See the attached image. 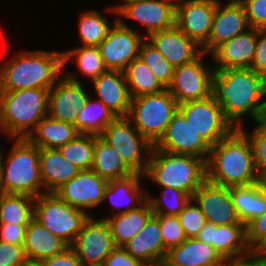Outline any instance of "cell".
I'll use <instances>...</instances> for the list:
<instances>
[{
    "label": "cell",
    "instance_id": "52a82bcc",
    "mask_svg": "<svg viewBox=\"0 0 266 266\" xmlns=\"http://www.w3.org/2000/svg\"><path fill=\"white\" fill-rule=\"evenodd\" d=\"M179 109L176 99L165 89L156 94L131 98L127 118L153 146L165 134L168 124Z\"/></svg>",
    "mask_w": 266,
    "mask_h": 266
},
{
    "label": "cell",
    "instance_id": "816d5d0a",
    "mask_svg": "<svg viewBox=\"0 0 266 266\" xmlns=\"http://www.w3.org/2000/svg\"><path fill=\"white\" fill-rule=\"evenodd\" d=\"M42 266H81L77 254L69 246L62 253L46 258L40 262Z\"/></svg>",
    "mask_w": 266,
    "mask_h": 266
},
{
    "label": "cell",
    "instance_id": "9a60e30c",
    "mask_svg": "<svg viewBox=\"0 0 266 266\" xmlns=\"http://www.w3.org/2000/svg\"><path fill=\"white\" fill-rule=\"evenodd\" d=\"M84 85L71 73L62 75L49 89L48 115L54 119L75 124L78 114L88 99Z\"/></svg>",
    "mask_w": 266,
    "mask_h": 266
},
{
    "label": "cell",
    "instance_id": "d6986e66",
    "mask_svg": "<svg viewBox=\"0 0 266 266\" xmlns=\"http://www.w3.org/2000/svg\"><path fill=\"white\" fill-rule=\"evenodd\" d=\"M192 199L200 207L206 221L215 225L244 224L238 218L229 187L205 181Z\"/></svg>",
    "mask_w": 266,
    "mask_h": 266
},
{
    "label": "cell",
    "instance_id": "44dd1931",
    "mask_svg": "<svg viewBox=\"0 0 266 266\" xmlns=\"http://www.w3.org/2000/svg\"><path fill=\"white\" fill-rule=\"evenodd\" d=\"M196 239L213 246L224 260L241 257L251 252L247 244L245 224L217 226L206 222Z\"/></svg>",
    "mask_w": 266,
    "mask_h": 266
},
{
    "label": "cell",
    "instance_id": "5bb4252c",
    "mask_svg": "<svg viewBox=\"0 0 266 266\" xmlns=\"http://www.w3.org/2000/svg\"><path fill=\"white\" fill-rule=\"evenodd\" d=\"M107 11L141 23L146 28V38L175 26V5L167 0H131Z\"/></svg>",
    "mask_w": 266,
    "mask_h": 266
},
{
    "label": "cell",
    "instance_id": "ee69618b",
    "mask_svg": "<svg viewBox=\"0 0 266 266\" xmlns=\"http://www.w3.org/2000/svg\"><path fill=\"white\" fill-rule=\"evenodd\" d=\"M154 215L159 220L163 245L167 251L180 245L187 239L177 216L162 214Z\"/></svg>",
    "mask_w": 266,
    "mask_h": 266
},
{
    "label": "cell",
    "instance_id": "603a6c76",
    "mask_svg": "<svg viewBox=\"0 0 266 266\" xmlns=\"http://www.w3.org/2000/svg\"><path fill=\"white\" fill-rule=\"evenodd\" d=\"M147 40L174 67L190 63L203 53L202 47L176 26L168 30L152 33Z\"/></svg>",
    "mask_w": 266,
    "mask_h": 266
},
{
    "label": "cell",
    "instance_id": "d590c367",
    "mask_svg": "<svg viewBox=\"0 0 266 266\" xmlns=\"http://www.w3.org/2000/svg\"><path fill=\"white\" fill-rule=\"evenodd\" d=\"M34 197L0 192V223L28 225L34 218Z\"/></svg>",
    "mask_w": 266,
    "mask_h": 266
},
{
    "label": "cell",
    "instance_id": "681fc988",
    "mask_svg": "<svg viewBox=\"0 0 266 266\" xmlns=\"http://www.w3.org/2000/svg\"><path fill=\"white\" fill-rule=\"evenodd\" d=\"M102 266H149L132 257L123 247H116L104 260Z\"/></svg>",
    "mask_w": 266,
    "mask_h": 266
},
{
    "label": "cell",
    "instance_id": "7402d4cb",
    "mask_svg": "<svg viewBox=\"0 0 266 266\" xmlns=\"http://www.w3.org/2000/svg\"><path fill=\"white\" fill-rule=\"evenodd\" d=\"M257 28H249L218 45L209 55L212 56L215 70L229 68H250L255 55Z\"/></svg>",
    "mask_w": 266,
    "mask_h": 266
},
{
    "label": "cell",
    "instance_id": "d4e9b609",
    "mask_svg": "<svg viewBox=\"0 0 266 266\" xmlns=\"http://www.w3.org/2000/svg\"><path fill=\"white\" fill-rule=\"evenodd\" d=\"M122 247L132 257L149 266H154L165 259L168 252L163 245L159 220L154 214L145 227Z\"/></svg>",
    "mask_w": 266,
    "mask_h": 266
},
{
    "label": "cell",
    "instance_id": "e0dca14e",
    "mask_svg": "<svg viewBox=\"0 0 266 266\" xmlns=\"http://www.w3.org/2000/svg\"><path fill=\"white\" fill-rule=\"evenodd\" d=\"M108 180L96 172L80 170L72 179L64 183L54 193L64 202L79 210L96 208L104 202V191Z\"/></svg>",
    "mask_w": 266,
    "mask_h": 266
},
{
    "label": "cell",
    "instance_id": "4fadbf2b",
    "mask_svg": "<svg viewBox=\"0 0 266 266\" xmlns=\"http://www.w3.org/2000/svg\"><path fill=\"white\" fill-rule=\"evenodd\" d=\"M83 265L102 266L105 258L116 248L105 219L91 215L70 245Z\"/></svg>",
    "mask_w": 266,
    "mask_h": 266
},
{
    "label": "cell",
    "instance_id": "11a10c76",
    "mask_svg": "<svg viewBox=\"0 0 266 266\" xmlns=\"http://www.w3.org/2000/svg\"><path fill=\"white\" fill-rule=\"evenodd\" d=\"M259 184L266 191V168L259 173Z\"/></svg>",
    "mask_w": 266,
    "mask_h": 266
},
{
    "label": "cell",
    "instance_id": "836d02e7",
    "mask_svg": "<svg viewBox=\"0 0 266 266\" xmlns=\"http://www.w3.org/2000/svg\"><path fill=\"white\" fill-rule=\"evenodd\" d=\"M117 116L100 100H92L89 96L82 107L75 122L80 134H93L99 136L105 127L113 122Z\"/></svg>",
    "mask_w": 266,
    "mask_h": 266
},
{
    "label": "cell",
    "instance_id": "f907efd6",
    "mask_svg": "<svg viewBox=\"0 0 266 266\" xmlns=\"http://www.w3.org/2000/svg\"><path fill=\"white\" fill-rule=\"evenodd\" d=\"M27 225L0 223V241L23 245Z\"/></svg>",
    "mask_w": 266,
    "mask_h": 266
},
{
    "label": "cell",
    "instance_id": "2e32d148",
    "mask_svg": "<svg viewBox=\"0 0 266 266\" xmlns=\"http://www.w3.org/2000/svg\"><path fill=\"white\" fill-rule=\"evenodd\" d=\"M155 146L171 153L196 156L205 162L211 150V146L196 132L179 110L168 124L163 137Z\"/></svg>",
    "mask_w": 266,
    "mask_h": 266
},
{
    "label": "cell",
    "instance_id": "91938a15",
    "mask_svg": "<svg viewBox=\"0 0 266 266\" xmlns=\"http://www.w3.org/2000/svg\"><path fill=\"white\" fill-rule=\"evenodd\" d=\"M2 151H1V147H0V162H1V158H2Z\"/></svg>",
    "mask_w": 266,
    "mask_h": 266
},
{
    "label": "cell",
    "instance_id": "db71d44e",
    "mask_svg": "<svg viewBox=\"0 0 266 266\" xmlns=\"http://www.w3.org/2000/svg\"><path fill=\"white\" fill-rule=\"evenodd\" d=\"M263 96L266 97V79L264 82V94H263ZM261 121L266 122V98L263 99Z\"/></svg>",
    "mask_w": 266,
    "mask_h": 266
},
{
    "label": "cell",
    "instance_id": "5b68a950",
    "mask_svg": "<svg viewBox=\"0 0 266 266\" xmlns=\"http://www.w3.org/2000/svg\"><path fill=\"white\" fill-rule=\"evenodd\" d=\"M143 176L160 187L181 190L192 198L206 181V162L196 156L163 151L154 145Z\"/></svg>",
    "mask_w": 266,
    "mask_h": 266
},
{
    "label": "cell",
    "instance_id": "60d3db41",
    "mask_svg": "<svg viewBox=\"0 0 266 266\" xmlns=\"http://www.w3.org/2000/svg\"><path fill=\"white\" fill-rule=\"evenodd\" d=\"M161 198H153L147 194L146 200L150 203L153 214L177 216L189 202L191 197L181 190L172 187H162Z\"/></svg>",
    "mask_w": 266,
    "mask_h": 266
},
{
    "label": "cell",
    "instance_id": "9f6ffc18",
    "mask_svg": "<svg viewBox=\"0 0 266 266\" xmlns=\"http://www.w3.org/2000/svg\"><path fill=\"white\" fill-rule=\"evenodd\" d=\"M154 266H175L171 264L166 258L156 263Z\"/></svg>",
    "mask_w": 266,
    "mask_h": 266
},
{
    "label": "cell",
    "instance_id": "6f0895ef",
    "mask_svg": "<svg viewBox=\"0 0 266 266\" xmlns=\"http://www.w3.org/2000/svg\"><path fill=\"white\" fill-rule=\"evenodd\" d=\"M23 266H42L40 262H29L24 264Z\"/></svg>",
    "mask_w": 266,
    "mask_h": 266
},
{
    "label": "cell",
    "instance_id": "7a4b0ae2",
    "mask_svg": "<svg viewBox=\"0 0 266 266\" xmlns=\"http://www.w3.org/2000/svg\"><path fill=\"white\" fill-rule=\"evenodd\" d=\"M206 180L225 187L247 186L259 181L251 144L238 128L211 146Z\"/></svg>",
    "mask_w": 266,
    "mask_h": 266
},
{
    "label": "cell",
    "instance_id": "8d00e7d4",
    "mask_svg": "<svg viewBox=\"0 0 266 266\" xmlns=\"http://www.w3.org/2000/svg\"><path fill=\"white\" fill-rule=\"evenodd\" d=\"M63 52V67L67 64L68 60L76 58V65L79 72L88 79L98 78L102 73L107 71L103 59L100 55L98 46H81L72 50Z\"/></svg>",
    "mask_w": 266,
    "mask_h": 266
},
{
    "label": "cell",
    "instance_id": "4316f807",
    "mask_svg": "<svg viewBox=\"0 0 266 266\" xmlns=\"http://www.w3.org/2000/svg\"><path fill=\"white\" fill-rule=\"evenodd\" d=\"M141 177L144 176L133 173L124 178L108 181L104 191V201L107 199L112 207H116H113V215L137 209L146 201L147 194L142 191V186H140L141 182L139 180ZM123 207L127 208L122 210Z\"/></svg>",
    "mask_w": 266,
    "mask_h": 266
},
{
    "label": "cell",
    "instance_id": "f1b7e54d",
    "mask_svg": "<svg viewBox=\"0 0 266 266\" xmlns=\"http://www.w3.org/2000/svg\"><path fill=\"white\" fill-rule=\"evenodd\" d=\"M23 246L31 262H41L62 253L69 247L65 241L48 231L35 218L26 226Z\"/></svg>",
    "mask_w": 266,
    "mask_h": 266
},
{
    "label": "cell",
    "instance_id": "c3c4849f",
    "mask_svg": "<svg viewBox=\"0 0 266 266\" xmlns=\"http://www.w3.org/2000/svg\"><path fill=\"white\" fill-rule=\"evenodd\" d=\"M250 68L266 79V29H257L255 55Z\"/></svg>",
    "mask_w": 266,
    "mask_h": 266
},
{
    "label": "cell",
    "instance_id": "30bf717a",
    "mask_svg": "<svg viewBox=\"0 0 266 266\" xmlns=\"http://www.w3.org/2000/svg\"><path fill=\"white\" fill-rule=\"evenodd\" d=\"M178 110L210 146L226 138L235 129L224 117L213 94L204 99L181 103Z\"/></svg>",
    "mask_w": 266,
    "mask_h": 266
},
{
    "label": "cell",
    "instance_id": "7bdbcfd3",
    "mask_svg": "<svg viewBox=\"0 0 266 266\" xmlns=\"http://www.w3.org/2000/svg\"><path fill=\"white\" fill-rule=\"evenodd\" d=\"M187 238H196L199 231L205 226L206 218L200 207L191 198L177 215Z\"/></svg>",
    "mask_w": 266,
    "mask_h": 266
},
{
    "label": "cell",
    "instance_id": "e575fe53",
    "mask_svg": "<svg viewBox=\"0 0 266 266\" xmlns=\"http://www.w3.org/2000/svg\"><path fill=\"white\" fill-rule=\"evenodd\" d=\"M124 74L131 98L160 93L166 89L139 57L128 64Z\"/></svg>",
    "mask_w": 266,
    "mask_h": 266
},
{
    "label": "cell",
    "instance_id": "8992f818",
    "mask_svg": "<svg viewBox=\"0 0 266 266\" xmlns=\"http://www.w3.org/2000/svg\"><path fill=\"white\" fill-rule=\"evenodd\" d=\"M3 158L2 155L0 192L24 194L34 198L45 193L40 176L39 148L37 146L27 138H15L14 145L6 156L5 162Z\"/></svg>",
    "mask_w": 266,
    "mask_h": 266
},
{
    "label": "cell",
    "instance_id": "4dcf8cb0",
    "mask_svg": "<svg viewBox=\"0 0 266 266\" xmlns=\"http://www.w3.org/2000/svg\"><path fill=\"white\" fill-rule=\"evenodd\" d=\"M74 124L46 115L38 122L27 139L38 148H56L65 145L79 135Z\"/></svg>",
    "mask_w": 266,
    "mask_h": 266
},
{
    "label": "cell",
    "instance_id": "484cf974",
    "mask_svg": "<svg viewBox=\"0 0 266 266\" xmlns=\"http://www.w3.org/2000/svg\"><path fill=\"white\" fill-rule=\"evenodd\" d=\"M39 169L45 193H54L80 172L56 148H39Z\"/></svg>",
    "mask_w": 266,
    "mask_h": 266
},
{
    "label": "cell",
    "instance_id": "ab89813d",
    "mask_svg": "<svg viewBox=\"0 0 266 266\" xmlns=\"http://www.w3.org/2000/svg\"><path fill=\"white\" fill-rule=\"evenodd\" d=\"M138 57L150 68L156 79L167 89L171 84L174 66L147 39L141 44Z\"/></svg>",
    "mask_w": 266,
    "mask_h": 266
},
{
    "label": "cell",
    "instance_id": "f35d334b",
    "mask_svg": "<svg viewBox=\"0 0 266 266\" xmlns=\"http://www.w3.org/2000/svg\"><path fill=\"white\" fill-rule=\"evenodd\" d=\"M95 135L79 134L75 139L59 147L60 153L80 170H89L93 164Z\"/></svg>",
    "mask_w": 266,
    "mask_h": 266
},
{
    "label": "cell",
    "instance_id": "6da1fadb",
    "mask_svg": "<svg viewBox=\"0 0 266 266\" xmlns=\"http://www.w3.org/2000/svg\"><path fill=\"white\" fill-rule=\"evenodd\" d=\"M265 79L251 68L215 70L213 95L224 117L234 126H242L244 115L261 121Z\"/></svg>",
    "mask_w": 266,
    "mask_h": 266
},
{
    "label": "cell",
    "instance_id": "1f68e13d",
    "mask_svg": "<svg viewBox=\"0 0 266 266\" xmlns=\"http://www.w3.org/2000/svg\"><path fill=\"white\" fill-rule=\"evenodd\" d=\"M229 189L241 223L247 225L266 211V191L259 182L247 186H231Z\"/></svg>",
    "mask_w": 266,
    "mask_h": 266
},
{
    "label": "cell",
    "instance_id": "cb8c5ba5",
    "mask_svg": "<svg viewBox=\"0 0 266 266\" xmlns=\"http://www.w3.org/2000/svg\"><path fill=\"white\" fill-rule=\"evenodd\" d=\"M99 99L117 117H127L131 104L126 77L122 71L107 70L92 81Z\"/></svg>",
    "mask_w": 266,
    "mask_h": 266
},
{
    "label": "cell",
    "instance_id": "94428289",
    "mask_svg": "<svg viewBox=\"0 0 266 266\" xmlns=\"http://www.w3.org/2000/svg\"><path fill=\"white\" fill-rule=\"evenodd\" d=\"M81 266H98V265H83V264H82Z\"/></svg>",
    "mask_w": 266,
    "mask_h": 266
},
{
    "label": "cell",
    "instance_id": "83f0119b",
    "mask_svg": "<svg viewBox=\"0 0 266 266\" xmlns=\"http://www.w3.org/2000/svg\"><path fill=\"white\" fill-rule=\"evenodd\" d=\"M166 259L175 266H224L225 263L213 246L196 238H187L171 248Z\"/></svg>",
    "mask_w": 266,
    "mask_h": 266
},
{
    "label": "cell",
    "instance_id": "74e56055",
    "mask_svg": "<svg viewBox=\"0 0 266 266\" xmlns=\"http://www.w3.org/2000/svg\"><path fill=\"white\" fill-rule=\"evenodd\" d=\"M107 19L96 10H88L80 15L78 29L82 46H98L106 38L112 28Z\"/></svg>",
    "mask_w": 266,
    "mask_h": 266
},
{
    "label": "cell",
    "instance_id": "8fae6325",
    "mask_svg": "<svg viewBox=\"0 0 266 266\" xmlns=\"http://www.w3.org/2000/svg\"><path fill=\"white\" fill-rule=\"evenodd\" d=\"M205 54L203 52L194 61L174 68L173 78L167 90L178 104L204 99L213 94L215 69L203 62Z\"/></svg>",
    "mask_w": 266,
    "mask_h": 266
},
{
    "label": "cell",
    "instance_id": "7dc6e473",
    "mask_svg": "<svg viewBox=\"0 0 266 266\" xmlns=\"http://www.w3.org/2000/svg\"><path fill=\"white\" fill-rule=\"evenodd\" d=\"M246 11L250 28L266 29V0H239Z\"/></svg>",
    "mask_w": 266,
    "mask_h": 266
},
{
    "label": "cell",
    "instance_id": "f546056e",
    "mask_svg": "<svg viewBox=\"0 0 266 266\" xmlns=\"http://www.w3.org/2000/svg\"><path fill=\"white\" fill-rule=\"evenodd\" d=\"M153 215L150 203L146 200L137 209L104 218L110 227L116 247H122L137 235Z\"/></svg>",
    "mask_w": 266,
    "mask_h": 266
},
{
    "label": "cell",
    "instance_id": "680465c9",
    "mask_svg": "<svg viewBox=\"0 0 266 266\" xmlns=\"http://www.w3.org/2000/svg\"><path fill=\"white\" fill-rule=\"evenodd\" d=\"M167 1L172 2L176 6L177 4L183 2L184 0H167Z\"/></svg>",
    "mask_w": 266,
    "mask_h": 266
},
{
    "label": "cell",
    "instance_id": "3957f363",
    "mask_svg": "<svg viewBox=\"0 0 266 266\" xmlns=\"http://www.w3.org/2000/svg\"><path fill=\"white\" fill-rule=\"evenodd\" d=\"M0 66V91L50 89L61 77L63 52H18Z\"/></svg>",
    "mask_w": 266,
    "mask_h": 266
},
{
    "label": "cell",
    "instance_id": "f6af8a7d",
    "mask_svg": "<svg viewBox=\"0 0 266 266\" xmlns=\"http://www.w3.org/2000/svg\"><path fill=\"white\" fill-rule=\"evenodd\" d=\"M246 239L251 252L266 253V211L246 225Z\"/></svg>",
    "mask_w": 266,
    "mask_h": 266
},
{
    "label": "cell",
    "instance_id": "d6a6232c",
    "mask_svg": "<svg viewBox=\"0 0 266 266\" xmlns=\"http://www.w3.org/2000/svg\"><path fill=\"white\" fill-rule=\"evenodd\" d=\"M91 170L108 181L124 178L133 174L115 149L97 135H95L94 156Z\"/></svg>",
    "mask_w": 266,
    "mask_h": 266
},
{
    "label": "cell",
    "instance_id": "7c38bea8",
    "mask_svg": "<svg viewBox=\"0 0 266 266\" xmlns=\"http://www.w3.org/2000/svg\"><path fill=\"white\" fill-rule=\"evenodd\" d=\"M144 38L118 17L106 38L98 45L107 70L124 72L128 64L138 57Z\"/></svg>",
    "mask_w": 266,
    "mask_h": 266
},
{
    "label": "cell",
    "instance_id": "f5cc1de1",
    "mask_svg": "<svg viewBox=\"0 0 266 266\" xmlns=\"http://www.w3.org/2000/svg\"><path fill=\"white\" fill-rule=\"evenodd\" d=\"M224 266H266V253L250 252L241 257L226 259Z\"/></svg>",
    "mask_w": 266,
    "mask_h": 266
},
{
    "label": "cell",
    "instance_id": "ffe728a7",
    "mask_svg": "<svg viewBox=\"0 0 266 266\" xmlns=\"http://www.w3.org/2000/svg\"><path fill=\"white\" fill-rule=\"evenodd\" d=\"M218 1L214 11L212 27L206 44L201 48L204 53H211L218 45L244 33L250 26L246 11L239 0H230L226 4Z\"/></svg>",
    "mask_w": 266,
    "mask_h": 266
},
{
    "label": "cell",
    "instance_id": "ba28073f",
    "mask_svg": "<svg viewBox=\"0 0 266 266\" xmlns=\"http://www.w3.org/2000/svg\"><path fill=\"white\" fill-rule=\"evenodd\" d=\"M89 216L86 211L70 206L55 193L40 194L34 200V218L69 246Z\"/></svg>",
    "mask_w": 266,
    "mask_h": 266
},
{
    "label": "cell",
    "instance_id": "9c48e42d",
    "mask_svg": "<svg viewBox=\"0 0 266 266\" xmlns=\"http://www.w3.org/2000/svg\"><path fill=\"white\" fill-rule=\"evenodd\" d=\"M99 136L115 149L133 173L145 174L153 145L139 133L127 117H117ZM145 151L149 153L148 156Z\"/></svg>",
    "mask_w": 266,
    "mask_h": 266
},
{
    "label": "cell",
    "instance_id": "bcb514c9",
    "mask_svg": "<svg viewBox=\"0 0 266 266\" xmlns=\"http://www.w3.org/2000/svg\"><path fill=\"white\" fill-rule=\"evenodd\" d=\"M31 262L23 245L0 241V266H23Z\"/></svg>",
    "mask_w": 266,
    "mask_h": 266
},
{
    "label": "cell",
    "instance_id": "ac0fdd59",
    "mask_svg": "<svg viewBox=\"0 0 266 266\" xmlns=\"http://www.w3.org/2000/svg\"><path fill=\"white\" fill-rule=\"evenodd\" d=\"M219 0H184L175 6V26L203 47L210 35Z\"/></svg>",
    "mask_w": 266,
    "mask_h": 266
},
{
    "label": "cell",
    "instance_id": "b9f144b4",
    "mask_svg": "<svg viewBox=\"0 0 266 266\" xmlns=\"http://www.w3.org/2000/svg\"><path fill=\"white\" fill-rule=\"evenodd\" d=\"M256 126L250 133L242 125L238 129L247 137L251 144L254 165L258 173L266 168V122H255Z\"/></svg>",
    "mask_w": 266,
    "mask_h": 266
},
{
    "label": "cell",
    "instance_id": "277c9868",
    "mask_svg": "<svg viewBox=\"0 0 266 266\" xmlns=\"http://www.w3.org/2000/svg\"><path fill=\"white\" fill-rule=\"evenodd\" d=\"M48 89L0 92V130L11 140L27 138L48 115Z\"/></svg>",
    "mask_w": 266,
    "mask_h": 266
}]
</instances>
